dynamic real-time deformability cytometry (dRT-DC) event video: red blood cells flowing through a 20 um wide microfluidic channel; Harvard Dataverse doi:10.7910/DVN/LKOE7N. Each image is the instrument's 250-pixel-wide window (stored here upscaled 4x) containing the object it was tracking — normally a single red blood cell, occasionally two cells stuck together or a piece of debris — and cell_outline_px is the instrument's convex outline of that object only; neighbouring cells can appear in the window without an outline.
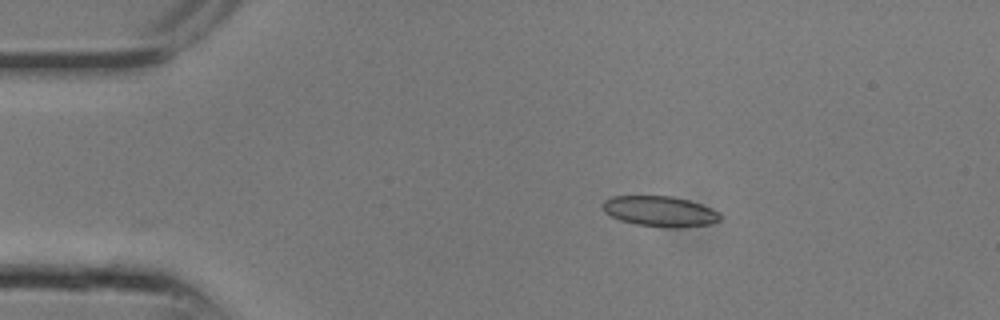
{"species": "common noctule bat (a hibernating species)", "species_latin": "Nyctalus noctula", "temperature_condition": "room temperature", "stored_images_in_passage": 4, "camera_frame_rate_fps": 3000, "um_per_image_px": 0.085, "animal": {"sex": "male", "body_mass_g": 13.3}, "frame": {"image": 1, "passage_image": 4, "time_ms": 1.0, "image_size_px": [1000, 320], "cell_outline_px": [[720, 220], [708, 224], [676, 228], [668, 228], [636, 224], [620, 220], [604, 212], [600, 204], [604, 200], [612, 196], [672, 196], [688, 200], [700, 204], [720, 212]], "centroid_in_image_um": [56.06, 17.96], "position_along_channel_um": 28.9, "area_um2": 20.87}}